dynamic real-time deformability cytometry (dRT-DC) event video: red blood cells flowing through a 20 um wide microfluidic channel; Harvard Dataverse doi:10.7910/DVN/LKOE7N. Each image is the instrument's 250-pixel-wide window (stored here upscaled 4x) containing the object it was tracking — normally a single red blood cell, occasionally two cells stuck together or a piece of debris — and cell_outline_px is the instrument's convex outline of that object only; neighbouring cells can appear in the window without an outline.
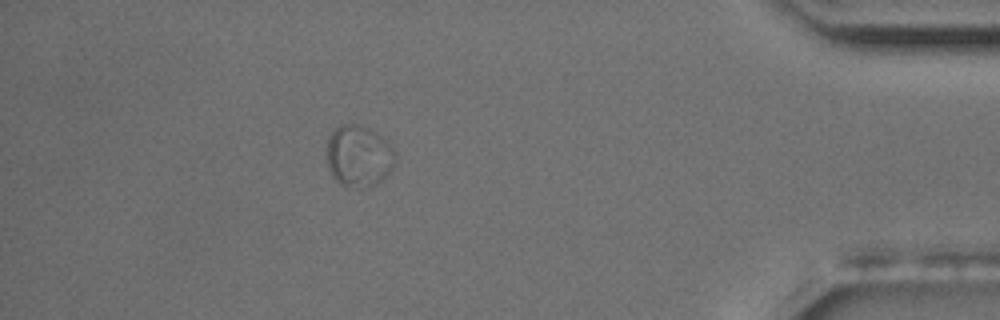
{"species": "common noctule bat (a hibernating species)", "species_latin": "Nyctalus noctula", "temperature_condition": "room temperature", "stored_images_in_passage": 55, "segment_of_instrument_passage": [2, 2], "camera_frame_rate_fps": 3000, "um_per_image_px": 0.085, "animal": {"sex": "male", "body_mass_g": 17.5, "forearm_length_mm": 52.3}, "frame": {"image": 1, "passage_image": 49, "time_ms": 16.0, "image_size_px": [1000, 320], "cell_outline_px": [[396, 160], [392, 168], [376, 184], [364, 188], [360, 188], [340, 184], [332, 176], [328, 168], [324, 148], [328, 136], [340, 124], [356, 124], [368, 128], [376, 132], [388, 140], [396, 152]], "centroid_in_image_um": [30.46, 13.24], "position_along_channel_um": 404.7, "area_um2": 25.09}}